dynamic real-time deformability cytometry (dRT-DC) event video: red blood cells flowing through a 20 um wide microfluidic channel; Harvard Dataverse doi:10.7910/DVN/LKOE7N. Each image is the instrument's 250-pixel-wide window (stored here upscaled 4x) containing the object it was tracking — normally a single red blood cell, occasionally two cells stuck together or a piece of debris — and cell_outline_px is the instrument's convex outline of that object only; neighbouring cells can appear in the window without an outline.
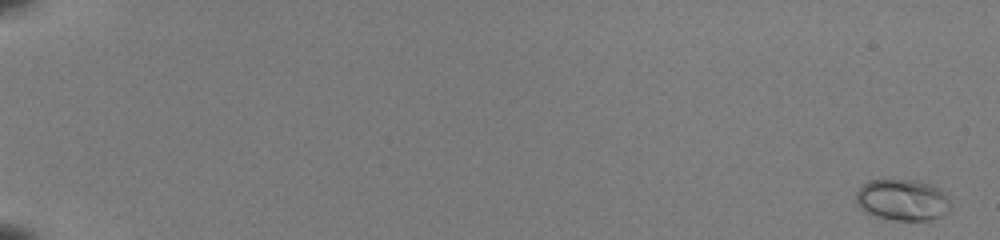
{"species": "common noctule bat (a hibernating species)", "species_latin": "Nyctalus noctula", "temperature_condition": "room temperature", "stored_images_in_passage": 54, "camera_frame_rate_fps": 3000, "um_per_image_px": 0.085, "animal": {"sex": "female", "body_mass_g": 22.0, "forearm_length_mm": 56.7}, "frame": {"image": 1, "passage_image": 2, "time_ms": 0.333, "image_size_px": [1000, 240], "cell_outline_px": [[952, 212], [932, 220], [896, 220], [876, 216], [864, 212], [856, 204], [856, 192], [868, 180], [892, 176], [920, 180], [932, 184], [940, 188], [952, 196]], "centroid_in_image_um": [76.79, 16.94], "position_along_channel_um": 8.2, "area_um2": 24.33}}
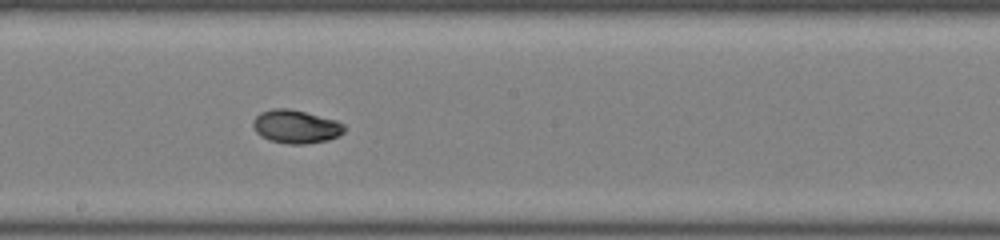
{"frame": {"image": 2, "passage_image": 34, "time_ms": 11.0, "image_size_px": [1000, 240], "cell_outline_px": [[344, 132], [328, 140], [304, 144], [288, 144], [268, 140], [260, 136], [256, 132], [252, 124], [252, 120], [260, 112], [272, 108], [288, 108], [336, 120], [344, 124]], "centroid_in_image_um": [25.1, 10.76], "position_along_channel_um": 223.1, "area_um2": 17.74}}
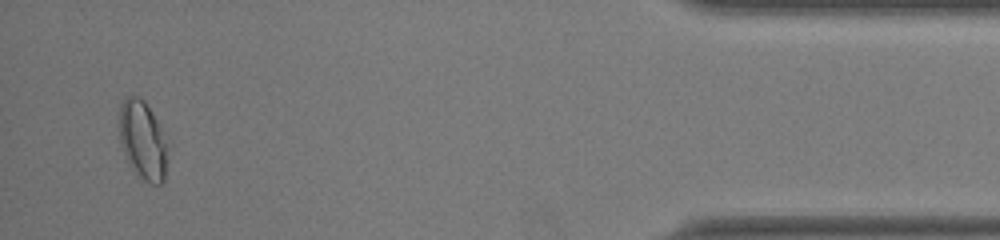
{"frame": {"image": 3, "passage_image": 53, "time_ms": 17.333, "image_size_px": [1000, 240], "cell_outline_px": [[164, 180], [160, 184], [148, 184], [132, 172], [128, 164], [120, 144], [120, 100], [128, 96], [136, 96], [144, 100], [156, 120], [160, 128], [164, 144]], "centroid_in_image_um": [12.05, 11.93], "position_along_channel_um": 423.2, "area_um2": 21.62}, "authors_computed_cell_mechanics": {"area_um2": 18.0625, "velocity_mm_per_s": 4.0074, "shape_relaxation_time_tau1_ms": 4.2624, "shape_relaxation_time_tau2_ms": 1.4841, "deformation_change_tau1": 0.1516, "deformation_change_tau2": 0.0298}}